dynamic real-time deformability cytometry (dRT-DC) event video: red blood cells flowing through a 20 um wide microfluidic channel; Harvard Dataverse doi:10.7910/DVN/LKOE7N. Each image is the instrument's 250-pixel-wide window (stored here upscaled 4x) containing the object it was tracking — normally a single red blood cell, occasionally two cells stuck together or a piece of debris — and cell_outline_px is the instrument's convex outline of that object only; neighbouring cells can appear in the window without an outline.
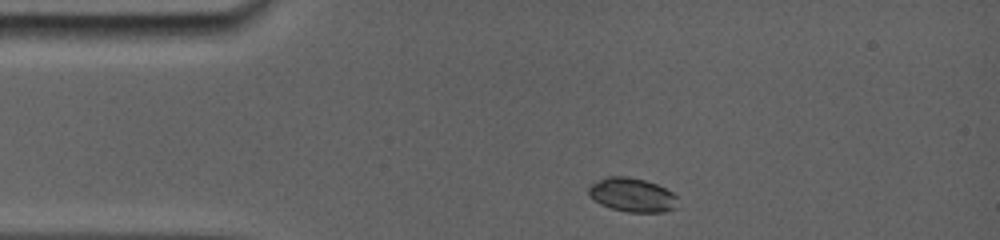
{"species": "common noctule bat (a hibernating species)", "species_latin": "Nyctalus noctula", "temperature_condition": "room temperature", "stored_images_in_passage": 4, "camera_frame_rate_fps": 5000, "um_per_image_px": 0.085, "animal": {"sex": "female", "body_mass_g": 19.0, "forearm_length_mm": 56.7}, "frame": {"image": 1, "passage_image": 1, "time_ms": 0.0, "image_size_px": [1000, 240], "cell_outline_px": [[676, 208], [664, 212], [628, 212], [612, 208], [600, 204], [588, 196], [588, 188], [592, 184], [608, 176], [628, 176], [644, 180], [656, 184], [672, 192], [676, 196]], "centroid_in_image_um": [53.72, 16.57], "position_along_channel_um": 31.3, "area_um2": 17.51}}
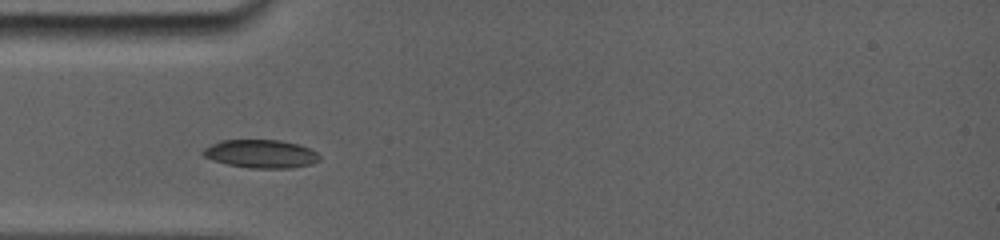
{"frame": {"image": 2, "passage_image": 3, "time_ms": 1.8, "image_size_px": [1000, 240], "cell_outline_px": [[320, 160], [312, 164], [292, 168], [252, 168], [228, 164], [212, 160], [204, 156], [200, 152], [204, 148], [224, 140], [276, 140], [296, 144], [308, 148], [316, 152], [320, 156]], "centroid_in_image_um": [22.18, 13.09], "position_along_channel_um": 62.8, "area_um2": 18.96}}
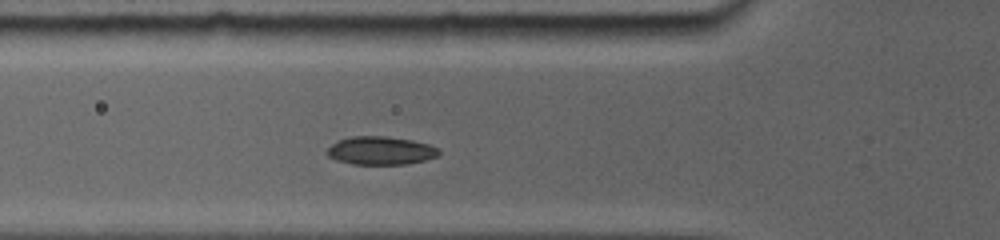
{"frame": {"image": 3, "passage_image": 4, "time_ms": 2.6, "image_size_px": [1000, 240], "cell_outline_px": [[440, 152], [436, 156], [424, 160], [404, 164], [352, 164], [336, 160], [328, 156], [324, 152], [332, 144], [340, 140], [356, 136], [380, 136], [412, 140], [428, 144], [436, 148]], "centroid_in_image_um": [32.31, 12.81], "position_along_channel_um": 93.5, "area_um2": 18.09}}